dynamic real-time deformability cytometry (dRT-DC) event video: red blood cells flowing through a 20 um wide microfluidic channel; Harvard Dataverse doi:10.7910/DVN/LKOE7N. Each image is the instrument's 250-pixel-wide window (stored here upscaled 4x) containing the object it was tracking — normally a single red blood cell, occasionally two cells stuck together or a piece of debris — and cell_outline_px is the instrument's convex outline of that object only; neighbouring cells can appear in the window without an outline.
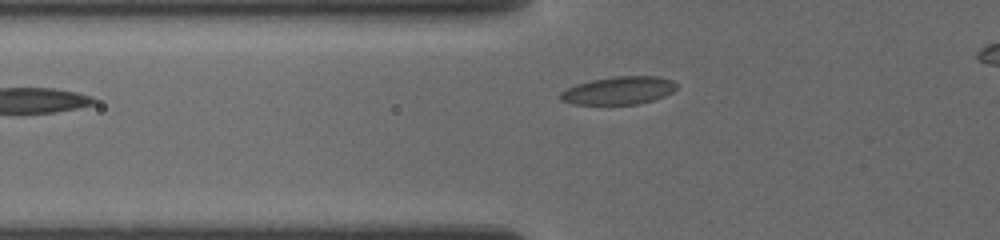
{"species": "common noctule bat (a hibernating species)", "species_latin": "Nyctalus noctula", "temperature_condition": "cold", "stored_images_in_passage": 3, "camera_frame_rate_fps": 3000, "um_per_image_px": 0.085, "animal": {"sex": "female", "body_mass_g": 19.5, "forearm_length_mm": 54.1}, "frame": {"image": 1, "passage_image": 3, "time_ms": 1.667, "image_size_px": [1000, 240], "cell_outline_px": [[676, 88], [672, 92], [664, 96], [652, 100], [636, 104], [572, 104], [560, 100], [560, 92], [576, 84], [592, 80], [616, 76], [656, 76], [672, 80], [676, 84]], "centroid_in_image_um": [52.57, 7.69], "position_along_channel_um": 73.2, "area_um2": 18.73}}